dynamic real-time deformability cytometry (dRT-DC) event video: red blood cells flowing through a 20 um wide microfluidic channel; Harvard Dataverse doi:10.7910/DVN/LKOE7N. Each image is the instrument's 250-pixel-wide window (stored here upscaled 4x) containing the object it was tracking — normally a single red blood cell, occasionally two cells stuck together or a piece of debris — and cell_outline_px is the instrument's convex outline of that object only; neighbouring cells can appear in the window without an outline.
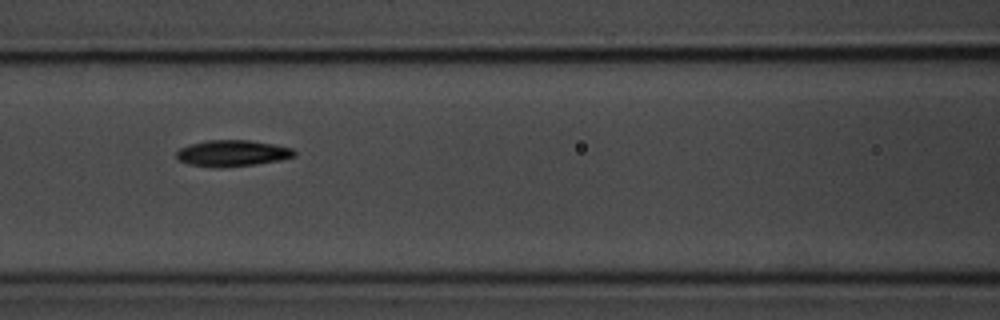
{"species": "common noctule bat (a hibernating species)", "species_latin": "Nyctalus noctula", "temperature_condition": "room temperature", "stored_images_in_passage": 11, "camera_frame_rate_fps": 3000, "um_per_image_px": 0.085, "animal": {"sex": "male", "body_mass_g": 20.1, "forearm_length_mm": 53.5}, "frame": {"image": 1, "passage_image": 7, "time_ms": 7.667, "image_size_px": [1000, 320], "cell_outline_px": [[296, 156], [280, 160], [256, 164], [220, 168], [216, 168], [188, 164], [180, 160], [176, 156], [176, 152], [180, 148], [188, 144], [208, 140], [248, 140], [272, 144], [292, 148], [296, 152]], "centroid_in_image_um": [19.73, 13.03], "position_along_channel_um": 146.9, "area_um2": 18.09}}
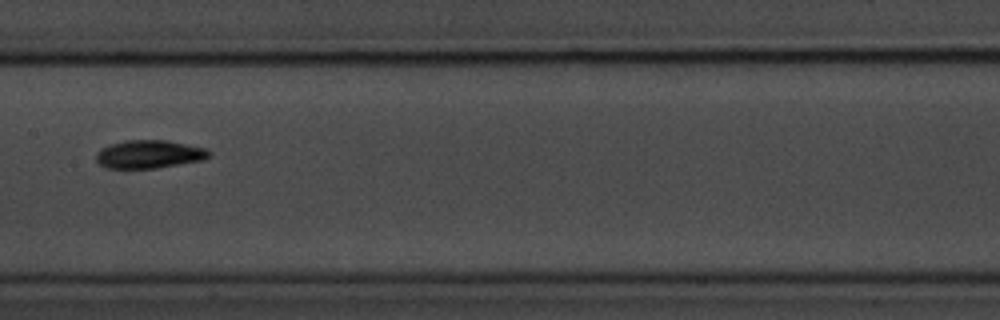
{"frame": {"image": 2, "passage_image": 8, "time_ms": 9.0, "image_size_px": [1000, 320], "cell_outline_px": [[212, 156], [204, 160], [156, 168], [108, 168], [100, 164], [96, 160], [96, 152], [100, 148], [108, 144], [124, 140], [168, 140], [204, 148], [212, 152]], "centroid_in_image_um": [12.68, 13.1], "position_along_channel_um": 194.7, "area_um2": 18.73}}